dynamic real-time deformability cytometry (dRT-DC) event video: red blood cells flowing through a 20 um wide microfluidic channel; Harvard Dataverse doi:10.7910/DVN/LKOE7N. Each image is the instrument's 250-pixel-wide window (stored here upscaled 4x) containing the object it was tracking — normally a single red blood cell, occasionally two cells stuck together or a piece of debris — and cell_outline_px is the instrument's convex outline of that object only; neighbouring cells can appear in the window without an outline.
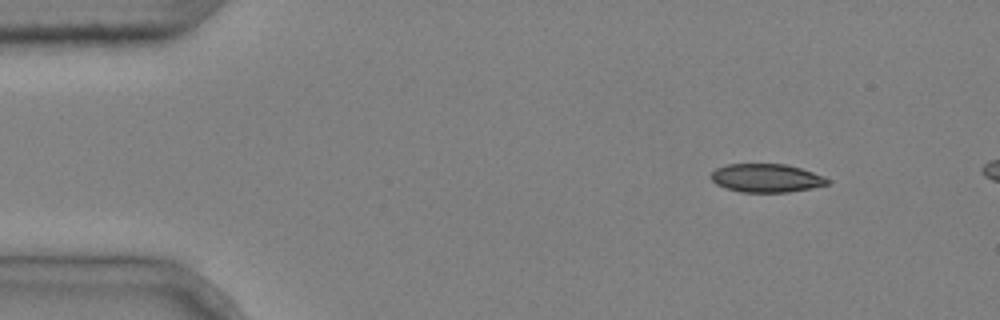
{"species": "common noctule bat (a hibernating species)", "species_latin": "Nyctalus noctula", "temperature_condition": "cold", "stored_images_in_passage": 3, "camera_frame_rate_fps": 3000, "um_per_image_px": 0.085, "animal": {"sex": "male", "body_mass_g": 20.4}, "frame": {"image": 1, "passage_image": 1, "time_ms": 0.0, "image_size_px": [1000, 320], "cell_outline_px": [[832, 180], [828, 184], [812, 188], [788, 192], [740, 192], [716, 184], [712, 180], [712, 172], [716, 168], [728, 164], [784, 164], [800, 168], [824, 176]], "centroid_in_image_um": [65.17, 15.13], "position_along_channel_um": 19.8, "area_um2": 19.19}}